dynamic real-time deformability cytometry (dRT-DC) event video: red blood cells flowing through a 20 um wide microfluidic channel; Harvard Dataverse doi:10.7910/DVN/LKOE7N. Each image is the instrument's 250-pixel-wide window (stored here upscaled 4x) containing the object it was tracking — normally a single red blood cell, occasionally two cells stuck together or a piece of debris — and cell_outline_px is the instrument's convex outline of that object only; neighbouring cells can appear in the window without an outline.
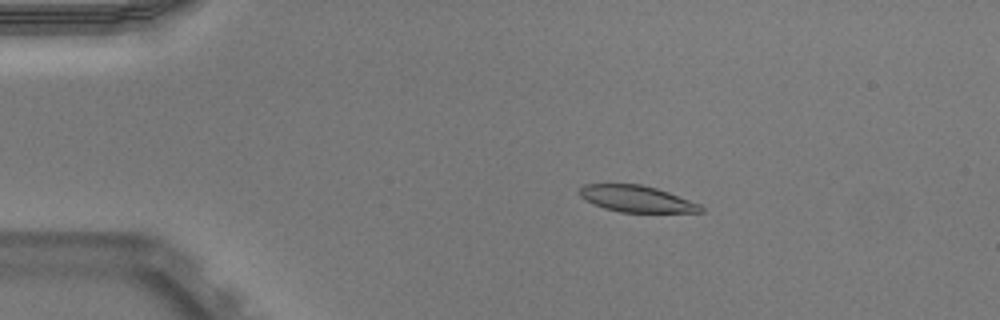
{"species": "Egyptian fruit bat (a non-hibernating species)", "species_latin": "Rousettus aegyptiacus", "temperature_condition": "warm", "stored_images_in_passage": 51, "camera_frame_rate_fps": 3000, "um_per_image_px": 0.085, "animal": {"sex": "male"}, "frame": {"image": 1, "passage_image": 9, "time_ms": 2.667, "image_size_px": [1000, 320], "cell_outline_px": [[704, 212], [620, 212], [604, 208], [580, 196], [580, 188], [584, 184], [640, 184], [656, 188], [668, 192], [700, 204], [704, 208]], "centroid_in_image_um": [54.14, 16.9], "position_along_channel_um": 30.9, "area_um2": 18.44}}
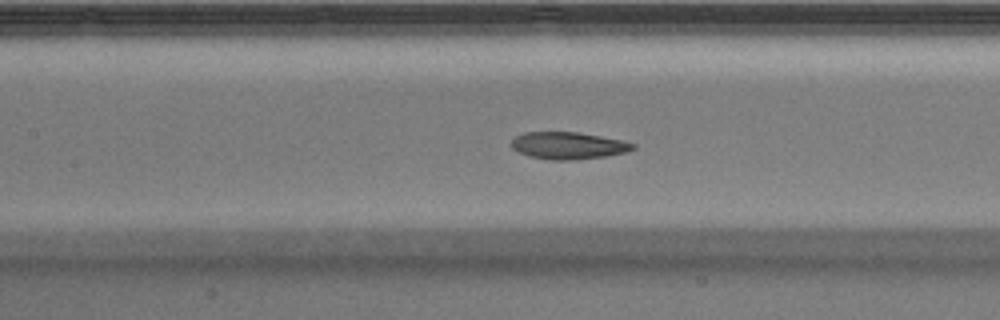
{"frame": {"image": 2, "passage_image": 23, "time_ms": 7.333, "image_size_px": [1000, 320], "cell_outline_px": [[636, 148], [624, 152], [604, 156], [576, 160], [548, 160], [528, 156], [512, 148], [512, 140], [516, 136], [524, 132], [576, 132], [600, 136], [620, 140], [636, 144]], "centroid_in_image_um": [48.28, 12.38], "position_along_channel_um": 159.1, "area_um2": 19.07}}
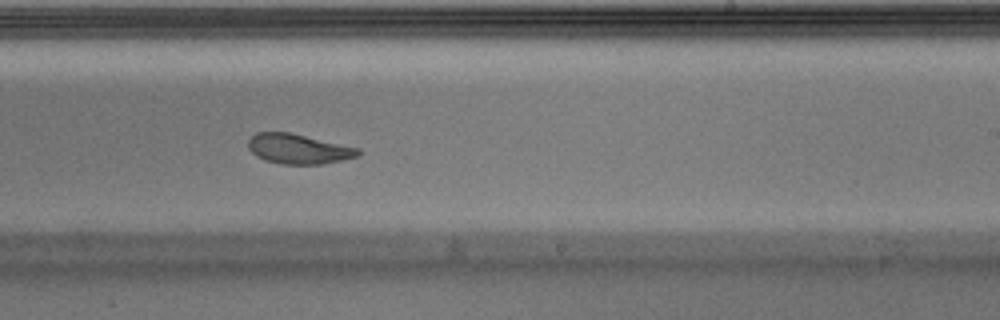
{"frame": {"image": 3, "passage_image": 31, "time_ms": 10.0, "image_size_px": [1000, 320], "cell_outline_px": [[360, 156], [324, 164], [284, 164], [264, 160], [256, 156], [248, 148], [248, 140], [256, 132], [288, 132], [360, 148]], "centroid_in_image_um": [25.37, 12.66], "position_along_channel_um": 263.6, "area_um2": 19.13}, "authors_computed_cell_mechanics": {"area_um2": 19.8832, "velocity_mm_per_s": 3.9293, "shape_relaxation_time_tau1_ms": 6.567, "shape_relaxation_time_tau2_ms": 2.8709, "deformation_change_tau1": 0.1671, "deformation_change_tau2": 0.0893}}